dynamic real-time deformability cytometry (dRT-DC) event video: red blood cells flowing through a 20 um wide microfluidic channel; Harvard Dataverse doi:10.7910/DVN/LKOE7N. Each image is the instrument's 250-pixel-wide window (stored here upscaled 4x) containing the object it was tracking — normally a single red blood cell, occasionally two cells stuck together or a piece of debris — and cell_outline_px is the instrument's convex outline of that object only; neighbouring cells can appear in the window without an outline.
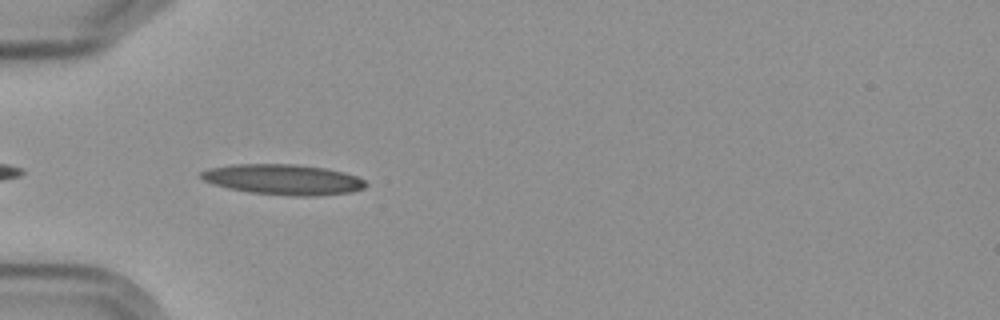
{"species": "Egyptian fruit bat (a non-hibernating species)", "species_latin": "Rousettus aegyptiacus", "temperature_condition": "cold", "stored_images_in_passage": 7, "camera_frame_rate_fps": 3000, "um_per_image_px": 0.085, "frame": {"image": 1, "passage_image": 6, "time_ms": 6.0, "image_size_px": [1000, 320], "cell_outline_px": [[368, 184], [364, 188], [352, 192], [316, 196], [296, 196], [248, 192], [228, 188], [204, 180], [200, 176], [200, 172], [208, 168], [232, 164], [292, 164], [324, 168], [344, 172], [356, 176], [364, 180]], "centroid_in_image_um": [24.09, 15.26], "position_along_channel_um": 60.9, "area_um2": 29.13}}
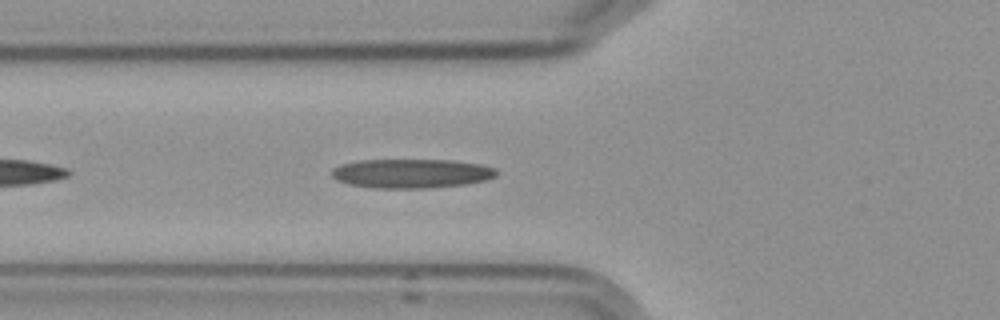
{"frame": {"image": 2, "passage_image": 7, "time_ms": 7.0, "image_size_px": [1000, 320], "cell_outline_px": [[496, 176], [484, 180], [464, 184], [428, 188], [372, 188], [348, 184], [336, 180], [332, 176], [332, 168], [340, 164], [360, 160], [452, 160], [480, 164], [496, 168]], "centroid_in_image_um": [34.93, 14.74], "position_along_channel_um": 90.9, "area_um2": 28.03}}